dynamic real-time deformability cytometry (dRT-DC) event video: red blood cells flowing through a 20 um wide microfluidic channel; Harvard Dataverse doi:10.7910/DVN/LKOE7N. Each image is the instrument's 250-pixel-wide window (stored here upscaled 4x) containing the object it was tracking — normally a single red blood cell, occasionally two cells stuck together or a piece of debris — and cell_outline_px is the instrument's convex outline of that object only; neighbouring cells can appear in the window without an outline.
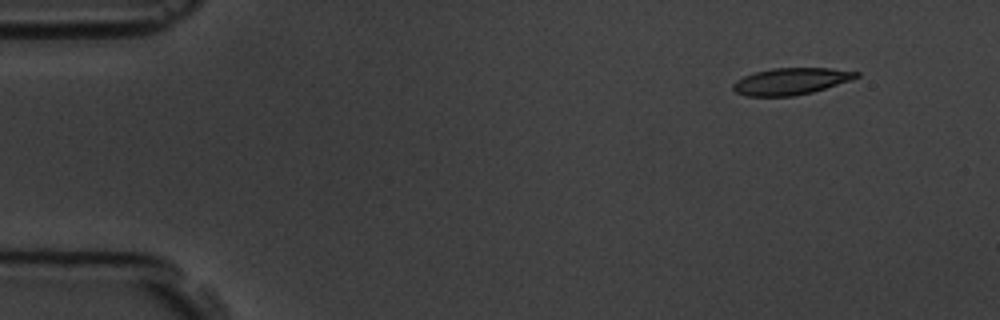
{"species": "common noctule bat (a hibernating species)", "species_latin": "Nyctalus noctula", "temperature_condition": "room temperature", "stored_images_in_passage": 5, "camera_frame_rate_fps": 3000, "um_per_image_px": 0.085, "animal": {"sex": "male", "body_mass_g": 19.5, "forearm_length_mm": 54.6}, "frame": {"image": 1, "passage_image": 1, "time_ms": 0.0, "image_size_px": [1000, 320], "cell_outline_px": [[860, 76], [852, 80], [812, 92], [792, 96], [744, 96], [736, 92], [732, 88], [732, 84], [736, 80], [744, 76], [756, 72], [772, 68], [828, 68], [860, 72]], "centroid_in_image_um": [67.23, 6.91], "position_along_channel_um": 17.8, "area_um2": 19.19}}
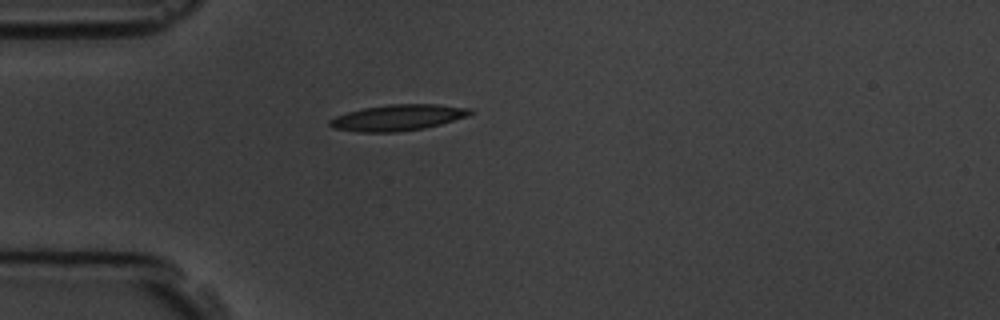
{"frame": {"image": 2, "passage_image": 3, "time_ms": 3.333, "image_size_px": [1000, 320], "cell_outline_px": [[472, 112], [468, 116], [440, 124], [424, 128], [396, 132], [360, 132], [332, 128], [328, 124], [328, 120], [336, 116], [348, 112], [364, 108], [388, 104], [436, 104], [472, 108]], "centroid_in_image_um": [33.81, 9.99], "position_along_channel_um": 51.2, "area_um2": 21.27}}
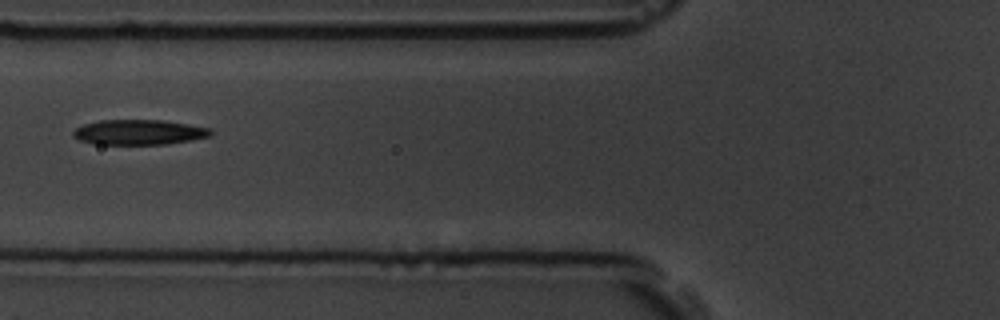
{"frame": {"image": 3, "passage_image": 5, "time_ms": 5.333, "image_size_px": [1000, 320], "cell_outline_px": [[212, 136], [168, 144], [96, 144], [80, 140], [72, 136], [72, 132], [76, 128], [84, 124], [100, 120], [164, 120], [212, 128]], "centroid_in_image_um": [11.84, 11.23], "position_along_channel_um": 114.0, "area_um2": 20.17}}